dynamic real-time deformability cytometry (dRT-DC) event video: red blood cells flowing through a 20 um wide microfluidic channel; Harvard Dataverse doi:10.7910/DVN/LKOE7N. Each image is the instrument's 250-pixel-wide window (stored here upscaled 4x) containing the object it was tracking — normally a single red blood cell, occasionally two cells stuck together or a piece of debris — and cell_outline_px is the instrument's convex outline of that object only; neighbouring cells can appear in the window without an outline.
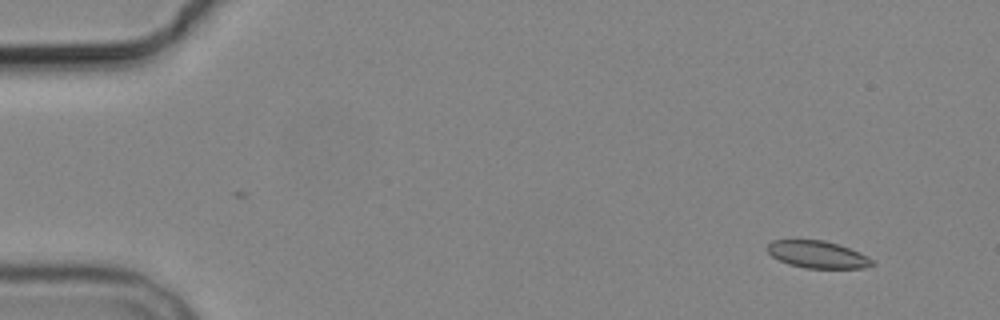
{"species": "common noctule bat (a hibernating species)", "species_latin": "Nyctalus noctula", "temperature_condition": "cold", "stored_images_in_passage": 6, "camera_frame_rate_fps": 3000, "um_per_image_px": 0.085, "animal": {"sex": "male", "body_mass_g": 19.2, "forearm_length_mm": 51.8}, "frame": {"image": 1, "passage_image": 2, "time_ms": 1.333, "image_size_px": [1000, 320], "cell_outline_px": [[876, 264], [864, 268], [804, 268], [788, 264], [772, 256], [768, 252], [768, 244], [772, 240], [824, 240], [848, 248], [868, 256]], "centroid_in_image_um": [69.49, 21.64], "position_along_channel_um": 15.5, "area_um2": 16.47}}
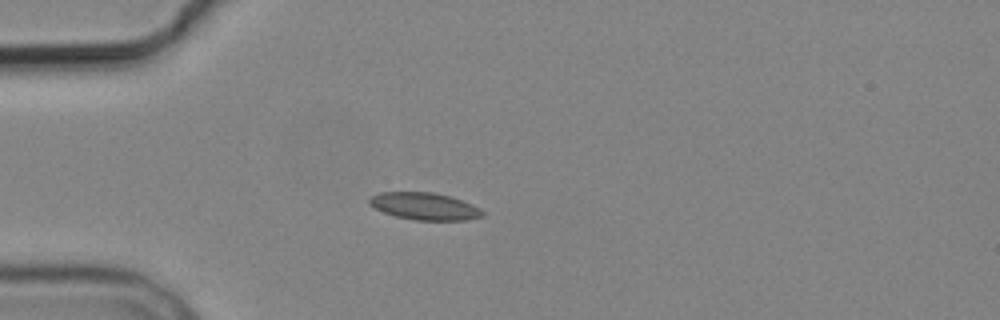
{"frame": {"image": 2, "passage_image": 5, "time_ms": 5.0, "image_size_px": [1000, 320], "cell_outline_px": [[484, 216], [468, 220], [416, 220], [396, 216], [384, 212], [368, 204], [368, 200], [372, 196], [380, 192], [432, 192], [448, 196], [472, 204], [480, 208], [484, 212]], "centroid_in_image_um": [36.1, 17.53], "position_along_channel_um": 48.9, "area_um2": 17.8}}